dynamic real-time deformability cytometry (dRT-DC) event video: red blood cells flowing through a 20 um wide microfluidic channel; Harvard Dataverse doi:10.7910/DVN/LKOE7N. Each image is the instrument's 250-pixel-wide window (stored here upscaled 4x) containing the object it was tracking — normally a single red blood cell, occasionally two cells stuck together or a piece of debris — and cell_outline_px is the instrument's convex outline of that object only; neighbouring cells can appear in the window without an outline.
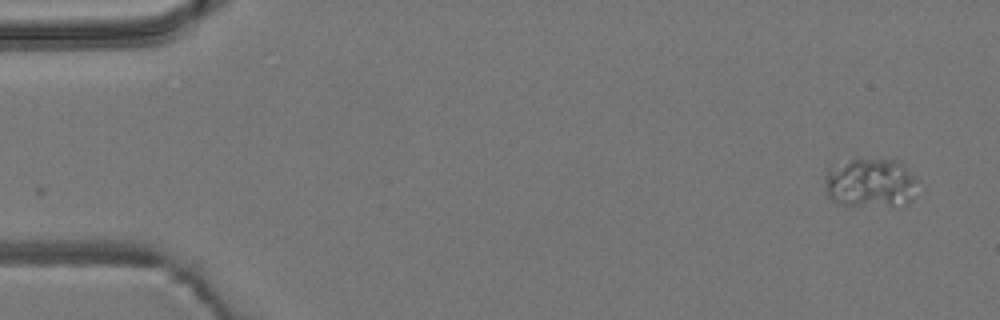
{"species": "common noctule bat (a hibernating species)", "species_latin": "Nyctalus noctula", "temperature_condition": "room temperature", "stored_images_in_passage": 4, "camera_frame_rate_fps": 3000, "um_per_image_px": 0.085, "animal": {"sex": "male", "body_mass_g": 19.2, "forearm_length_mm": 51.8}, "frame": {"image": 1, "passage_image": 1, "time_ms": 0.0, "image_size_px": [1000, 320], "cell_outline_px": [[920, 180], [912, 200], [908, 204], [836, 204], [828, 196], [824, 188], [824, 176], [828, 164], [856, 156], [860, 156], [896, 160], [904, 164]], "centroid_in_image_um": [73.94, 15.44], "position_along_channel_um": 11.1, "area_um2": 27.92}}
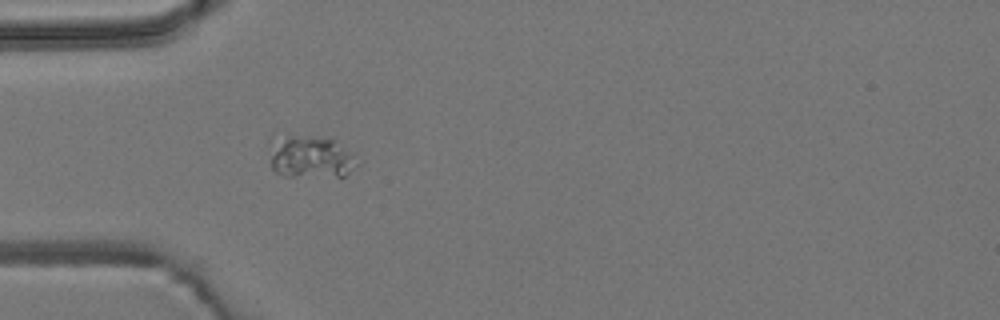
{"frame": {"image": 2, "passage_image": 4, "time_ms": 4.333, "image_size_px": [1000, 320], "cell_outline_px": [[364, 160], [360, 164], [344, 176], [284, 176], [276, 172], [272, 168], [268, 144], [268, 140], [272, 132], [332, 140], [356, 152]], "centroid_in_image_um": [26.38, 13.29], "position_along_channel_um": 58.6, "area_um2": 22.89}}